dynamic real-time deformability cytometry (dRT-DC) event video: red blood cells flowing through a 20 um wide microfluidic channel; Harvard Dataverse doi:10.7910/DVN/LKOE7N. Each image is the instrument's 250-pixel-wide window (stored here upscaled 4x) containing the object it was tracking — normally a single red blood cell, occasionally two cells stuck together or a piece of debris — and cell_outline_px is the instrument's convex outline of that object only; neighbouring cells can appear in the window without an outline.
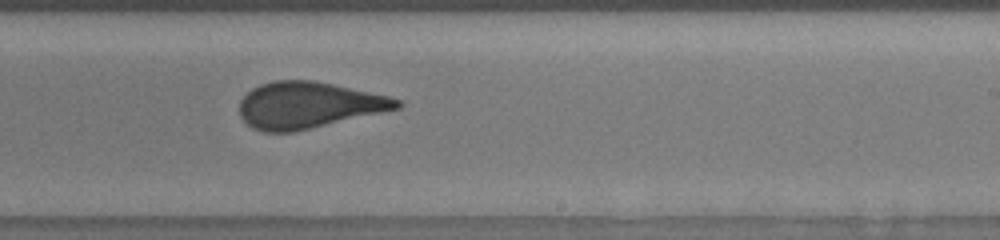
{"species": "human", "species_latin": "Homo sapiens", "temperature_condition": "room temperature", "stored_images_in_passage": 21, "camera_frame_rate_fps": 3000, "um_per_image_px": 0.085, "donor": {"sex": "male"}, "frame": {"image": 1, "passage_image": 18, "time_ms": 6.333, "image_size_px": [1000, 240], "cell_outline_px": [[404, 104], [400, 108], [292, 132], [264, 132], [252, 128], [240, 116], [240, 100], [252, 88], [260, 84], [276, 80], [312, 80], [332, 84], [388, 96], [400, 100]], "centroid_in_image_um": [26.19, 8.93], "position_along_channel_um": 262.8, "area_um2": 42.14}}